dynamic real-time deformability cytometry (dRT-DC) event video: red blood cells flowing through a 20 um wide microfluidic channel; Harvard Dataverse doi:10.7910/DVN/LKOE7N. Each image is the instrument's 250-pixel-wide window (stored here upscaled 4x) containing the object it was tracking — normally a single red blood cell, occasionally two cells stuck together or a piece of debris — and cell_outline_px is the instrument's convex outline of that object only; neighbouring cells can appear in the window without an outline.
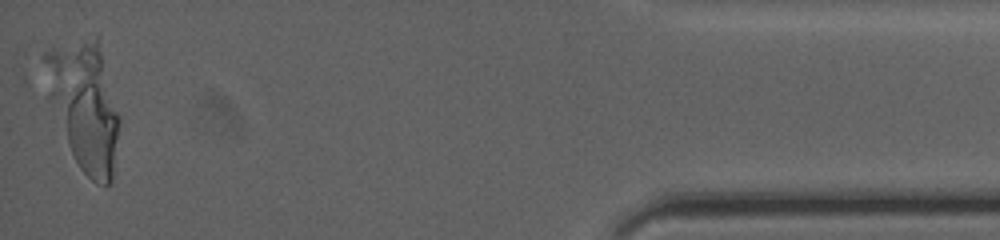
{"species": "human", "species_latin": "Homo sapiens", "temperature_condition": "cold", "stored_images_in_passage": 45, "camera_frame_rate_fps": 3000, "um_per_image_px": 0.085, "donor": {"sex": "female"}, "frame": {"image": 1, "passage_image": 45, "time_ms": 14.667, "image_size_px": [1000, 240], "cell_outline_px": [[120, 120], [112, 184], [96, 184], [80, 168], [68, 144], [48, 96], [40, 56], [44, 52], [52, 48], [96, 36], [120, 116]], "centroid_in_image_um": [7.16, 8.96], "position_along_channel_um": 428.0, "area_um2": 54.68}}